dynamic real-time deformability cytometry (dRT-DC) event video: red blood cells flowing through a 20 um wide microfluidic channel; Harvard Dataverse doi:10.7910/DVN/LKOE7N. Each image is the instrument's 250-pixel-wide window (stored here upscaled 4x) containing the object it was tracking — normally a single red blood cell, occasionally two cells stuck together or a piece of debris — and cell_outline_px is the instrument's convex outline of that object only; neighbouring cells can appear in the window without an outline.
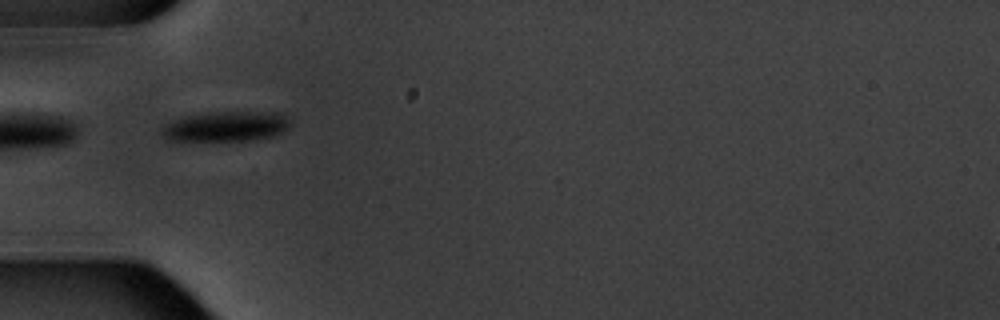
{"species": "common noctule bat (a hibernating species)", "species_latin": "Nyctalus noctula", "temperature_condition": "warm", "stored_images_in_passage": 13, "camera_frame_rate_fps": 3000, "um_per_image_px": 0.085, "animal": {"sex": "male", "body_mass_g": 20.1, "forearm_length_mm": 53.5}, "frame": {"image": 1, "passage_image": 3, "time_ms": 2.333, "image_size_px": [1000, 320], "cell_outline_px": [[292, 124], [284, 132], [276, 136], [256, 140], [168, 140], [160, 132], [160, 128], [164, 124], [180, 116], [208, 112], [280, 112], [288, 116]], "centroid_in_image_um": [19.25, 10.73], "position_along_channel_um": 65.8, "area_um2": 23.06}}
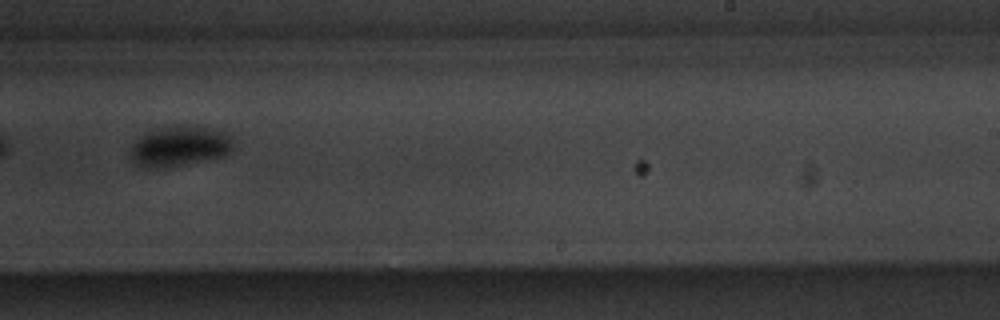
{"frame": {"image": 2, "passage_image": 8, "time_ms": 8.333, "image_size_px": [1000, 320], "cell_outline_px": [[236, 148], [232, 152], [224, 156], [180, 164], [156, 168], [136, 164], [132, 160], [128, 152], [132, 144], [144, 132], [152, 128], [196, 124], [228, 132], [232, 136]], "centroid_in_image_um": [15.32, 12.37], "position_along_channel_um": 273.7, "area_um2": 24.68}, "authors_computed_cell_mechanics": {"area_um2": 24.6806, "velocity_mm_per_s": 3.4831, "shape_relaxation_time_tau1_ms": 1.677, "shape_relaxation_time_tau2_ms": 2.3523, "deformation_change_tau1": 0.0665, "deformation_change_tau2": 0.0277}}